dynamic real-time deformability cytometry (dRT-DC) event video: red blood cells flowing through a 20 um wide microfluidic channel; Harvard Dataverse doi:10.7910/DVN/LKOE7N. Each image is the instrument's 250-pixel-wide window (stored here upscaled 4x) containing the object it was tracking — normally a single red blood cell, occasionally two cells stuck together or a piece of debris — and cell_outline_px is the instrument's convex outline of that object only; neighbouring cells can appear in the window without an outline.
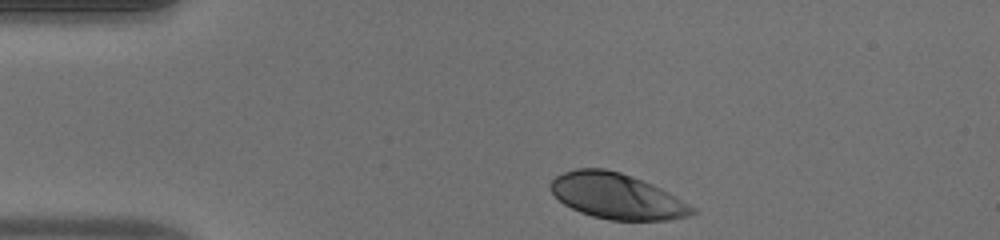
{"species": "human", "species_latin": "Homo sapiens", "temperature_condition": "warm", "stored_images_in_passage": 34, "camera_frame_rate_fps": 3000, "um_per_image_px": 0.085, "donor": {"sex": "male"}, "frame": {"image": 1, "passage_image": 1, "time_ms": 0.0, "image_size_px": [1000, 240], "cell_outline_px": [[696, 212], [688, 216], [668, 220], [608, 220], [592, 216], [580, 212], [564, 204], [548, 188], [548, 184], [556, 176], [564, 172], [576, 168], [604, 168], [620, 172], [652, 184], [668, 192], [696, 208]], "centroid_in_image_um": [52.41, 16.67], "position_along_channel_um": 32.6, "area_um2": 37.51}}
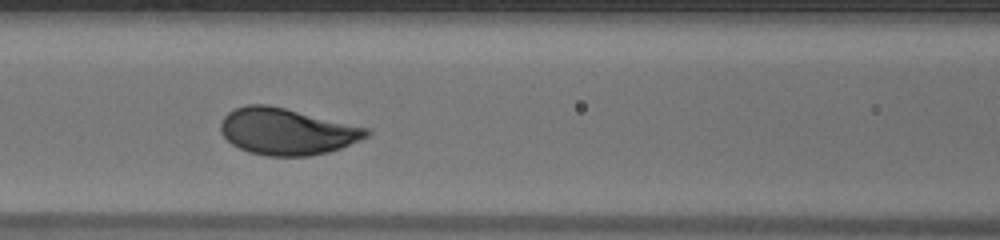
{"frame": {"image": 2, "passage_image": 13, "time_ms": 4.0, "image_size_px": [1000, 240], "cell_outline_px": [[372, 132], [368, 136], [360, 140], [340, 148], [328, 152], [308, 156], [268, 156], [248, 152], [232, 144], [220, 132], [220, 124], [224, 116], [228, 112], [236, 108], [248, 104], [268, 104], [372, 128]], "centroid_in_image_um": [24.41, 11.17], "position_along_channel_um": 142.2, "area_um2": 39.82}}
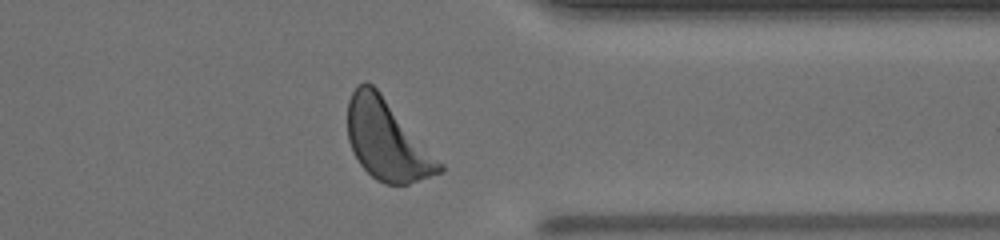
{"frame": {"image": 3, "passage_image": 31, "time_ms": 10.0, "image_size_px": [1000, 240], "cell_outline_px": [[444, 172], [408, 184], [384, 184], [376, 180], [360, 164], [348, 140], [348, 100], [352, 92], [364, 80], [372, 84], [380, 92], [444, 164]], "centroid_in_image_um": [32.92, 11.93], "position_along_channel_um": 378.5, "area_um2": 42.54}, "authors_computed_cell_mechanics": {"area_um2": 39.1017, "velocity_mm_per_s": 4.0398, "shape_relaxation_time_tau1_ms": 1.946, "shape_relaxation_time_tau2_ms": null, "deformation_change_tau1": 0.1418, "deformation_change_tau2": null}}